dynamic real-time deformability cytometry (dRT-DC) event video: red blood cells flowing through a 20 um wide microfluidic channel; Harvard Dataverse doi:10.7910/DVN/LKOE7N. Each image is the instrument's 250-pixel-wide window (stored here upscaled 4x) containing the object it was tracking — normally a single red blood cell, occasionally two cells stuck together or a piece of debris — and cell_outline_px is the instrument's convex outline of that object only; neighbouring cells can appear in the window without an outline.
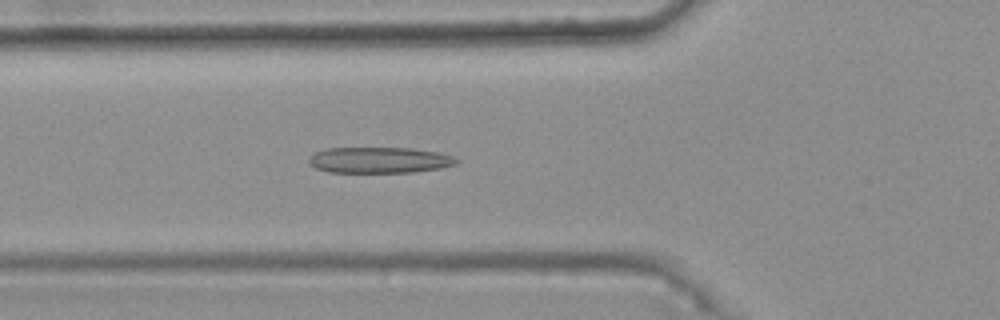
{"species": "common noctule bat (a hibernating species)", "species_latin": "Nyctalus noctula", "temperature_condition": "warm", "stored_images_in_passage": 34, "camera_frame_rate_fps": 3000, "um_per_image_px": 0.085, "animal": {"sex": "female", "body_mass_g": 25.1}, "frame": {"image": 1, "passage_image": 6, "time_ms": 1.667, "image_size_px": [1000, 320], "cell_outline_px": [[460, 160], [456, 164], [440, 168], [412, 172], [328, 172], [316, 168], [308, 160], [308, 156], [324, 148], [412, 148], [436, 152], [452, 156]], "centroid_in_image_um": [32.23, 13.6], "position_along_channel_um": 93.6, "area_um2": 22.25}}
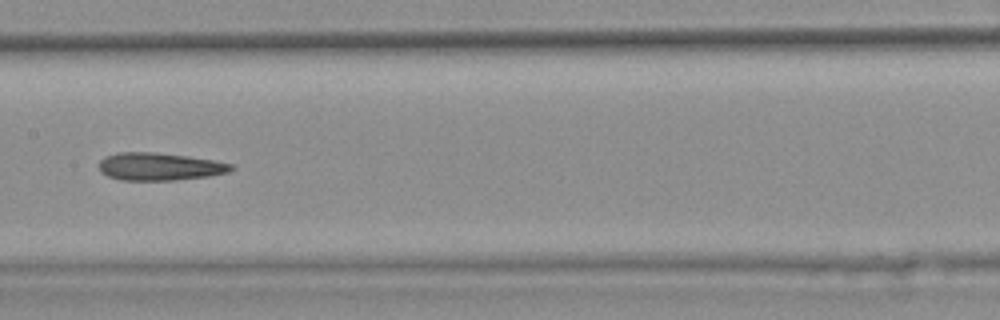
{"frame": {"image": 2, "passage_image": 14, "time_ms": 4.333, "image_size_px": [1000, 320], "cell_outline_px": [[236, 168], [228, 172], [208, 176], [176, 180], [120, 180], [108, 176], [100, 172], [100, 160], [104, 156], [116, 152], [156, 152], [188, 156], [212, 160], [232, 164]], "centroid_in_image_um": [13.54, 14.15], "position_along_channel_um": 193.9, "area_um2": 21.39}}
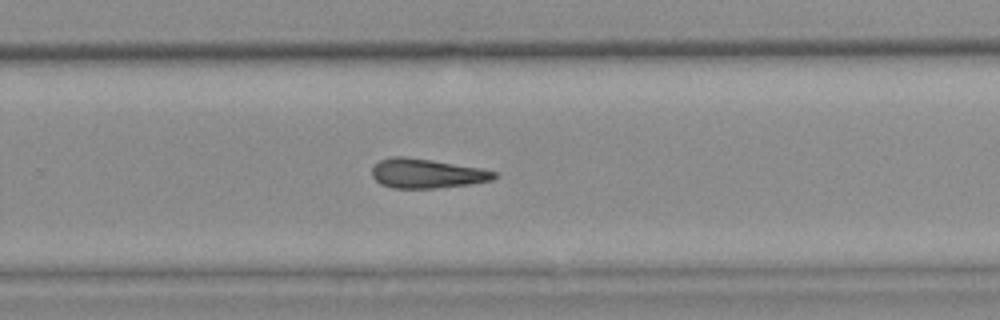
{"frame": {"image": 3, "passage_image": 22, "time_ms": 7.0, "image_size_px": [1000, 320], "cell_outline_px": [[500, 176], [492, 180], [472, 184], [436, 188], [392, 188], [380, 184], [372, 176], [372, 168], [380, 160], [392, 156], [404, 156], [432, 160], [480, 168], [496, 172]], "centroid_in_image_um": [36.28, 14.75], "position_along_channel_um": 293.5, "area_um2": 21.04}, "authors_computed_cell_mechanics": {"area_um2": 21.0392, "velocity_mm_per_s": 3.7515, "shape_relaxation_time_tau1_ms": null, "shape_relaxation_time_tau2_ms": 8.3502, "deformation_change_tau1": null, "deformation_change_tau2": 0.2292}}